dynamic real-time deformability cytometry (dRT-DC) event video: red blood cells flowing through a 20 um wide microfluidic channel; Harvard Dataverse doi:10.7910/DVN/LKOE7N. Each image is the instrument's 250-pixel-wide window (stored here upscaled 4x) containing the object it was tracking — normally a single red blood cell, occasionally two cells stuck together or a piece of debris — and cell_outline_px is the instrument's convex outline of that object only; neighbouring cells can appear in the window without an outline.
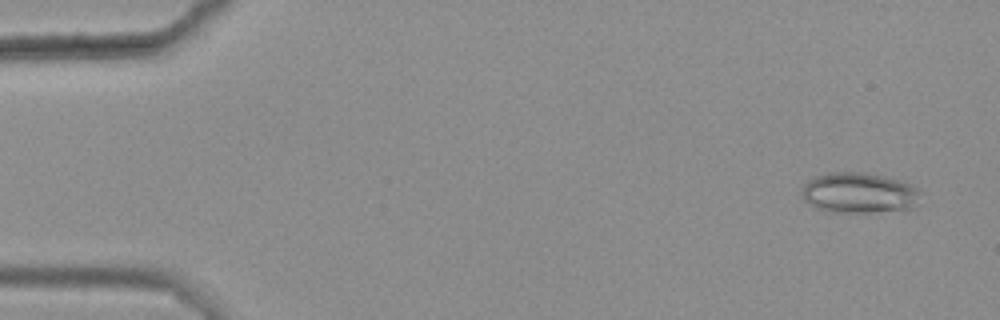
{"species": "common noctule bat (a hibernating species)", "species_latin": "Nyctalus noctula", "temperature_condition": "warm", "stored_images_in_passage": 7, "camera_frame_rate_fps": 3000, "um_per_image_px": 0.085, "animal": {"sex": "female", "body_mass_g": 25.1}, "frame": {"image": 1, "passage_image": 1, "time_ms": 0.0, "image_size_px": [1000, 320], "cell_outline_px": [[924, 192], [916, 204], [912, 208], [868, 212], [828, 212], [816, 208], [804, 200], [800, 196], [800, 188], [812, 176], [828, 172], [864, 172], [884, 176], [900, 180]], "centroid_in_image_um": [72.97, 16.38], "position_along_channel_um": 12.0, "area_um2": 28.44}}
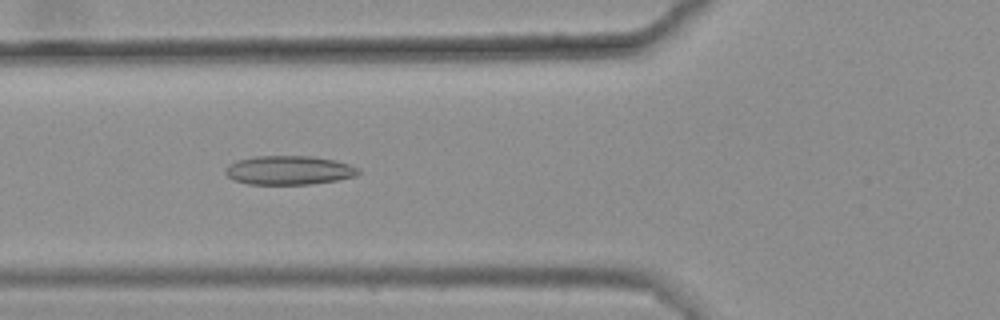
{"frame": {"image": 2, "passage_image": 6, "time_ms": 1.667, "image_size_px": [1000, 320], "cell_outline_px": [[360, 172], [356, 176], [336, 180], [312, 184], [248, 184], [232, 180], [224, 172], [224, 168], [228, 164], [236, 160], [252, 156], [312, 156], [336, 160], [360, 168]], "centroid_in_image_um": [24.53, 14.46], "position_along_channel_um": 101.3, "area_um2": 22.72}}
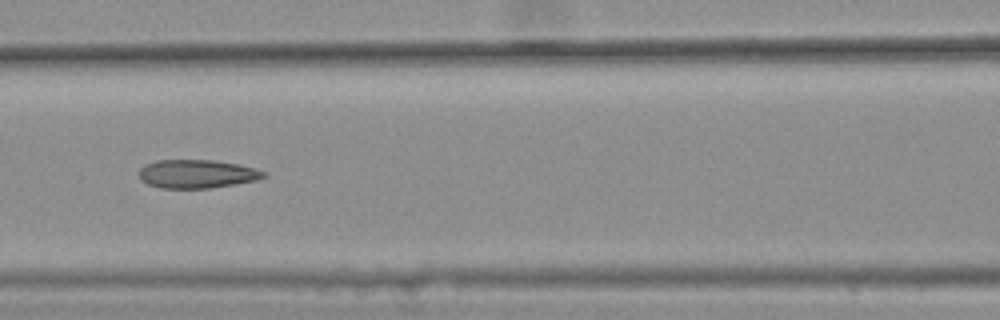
{"frame": {"image": 3, "passage_image": 7, "time_ms": 2.0, "image_size_px": [1000, 320], "cell_outline_px": [[268, 176], [256, 180], [236, 184], [212, 188], [160, 188], [148, 184], [140, 180], [136, 172], [144, 164], [156, 160], [212, 160], [236, 164], [256, 168], [268, 172]], "centroid_in_image_um": [16.72, 14.78], "position_along_channel_um": 149.9, "area_um2": 21.04}}